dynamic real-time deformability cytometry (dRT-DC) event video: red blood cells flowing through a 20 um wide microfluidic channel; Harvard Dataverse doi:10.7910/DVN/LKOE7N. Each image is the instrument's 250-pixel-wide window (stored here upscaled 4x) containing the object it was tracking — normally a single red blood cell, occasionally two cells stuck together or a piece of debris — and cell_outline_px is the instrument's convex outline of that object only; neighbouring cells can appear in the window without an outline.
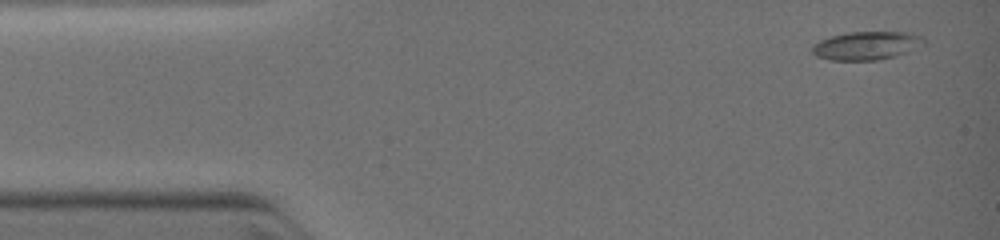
{"species": "common noctule bat (a hibernating species)", "species_latin": "Nyctalus noctula", "temperature_condition": "warm", "stored_images_in_passage": 6, "camera_frame_rate_fps": 3000, "um_per_image_px": 0.085, "animal": {"sex": "female", "body_mass_g": 19.0, "forearm_length_mm": 51.5}, "frame": {"image": 1, "passage_image": 1, "time_ms": 0.0, "image_size_px": [1000, 240], "cell_outline_px": [[924, 44], [908, 52], [876, 60], [828, 60], [816, 56], [812, 52], [812, 44], [820, 40], [832, 36], [848, 32], [904, 32], [924, 36]], "centroid_in_image_um": [73.63, 3.87], "position_along_channel_um": 11.4, "area_um2": 18.38}}
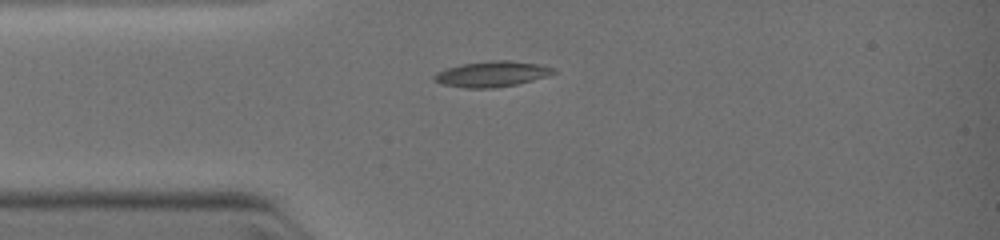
{"frame": {"image": 2, "passage_image": 6, "time_ms": 2.333, "image_size_px": [1000, 240], "cell_outline_px": [[556, 72], [548, 76], [516, 84], [492, 88], [464, 88], [440, 84], [432, 80], [432, 76], [436, 72], [460, 64], [492, 60], [508, 60], [536, 64], [556, 68]], "centroid_in_image_um": [41.76, 6.29], "position_along_channel_um": 43.2, "area_um2": 17.86}}